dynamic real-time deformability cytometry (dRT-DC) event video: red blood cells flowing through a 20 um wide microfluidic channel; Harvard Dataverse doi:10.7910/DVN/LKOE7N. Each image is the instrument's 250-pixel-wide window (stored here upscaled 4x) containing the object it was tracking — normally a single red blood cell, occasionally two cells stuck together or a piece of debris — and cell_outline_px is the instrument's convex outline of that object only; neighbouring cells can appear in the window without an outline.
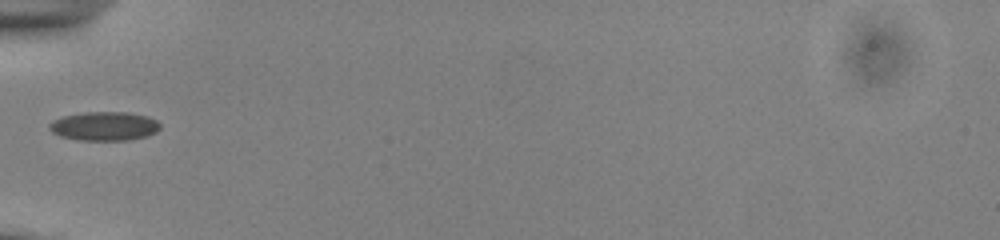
{"species": "common noctule bat (a hibernating species)", "species_latin": "Nyctalus noctula", "temperature_condition": "cold", "stored_images_in_passage": 33, "camera_frame_rate_fps": 3000, "um_per_image_px": 0.085, "animal": {"sex": "male", "body_mass_g": 13.0, "forearm_length_mm": 53.1}, "frame": {"image": 1, "passage_image": 1, "time_ms": 0.0, "image_size_px": [1000, 240], "cell_outline_px": [[160, 128], [156, 132], [148, 136], [128, 140], [80, 140], [60, 136], [52, 132], [48, 128], [48, 124], [52, 120], [64, 116], [84, 112], [128, 112], [148, 116], [156, 120], [160, 124]], "centroid_in_image_um": [8.87, 10.72], "position_along_channel_um": 76.1, "area_um2": 18.79}}
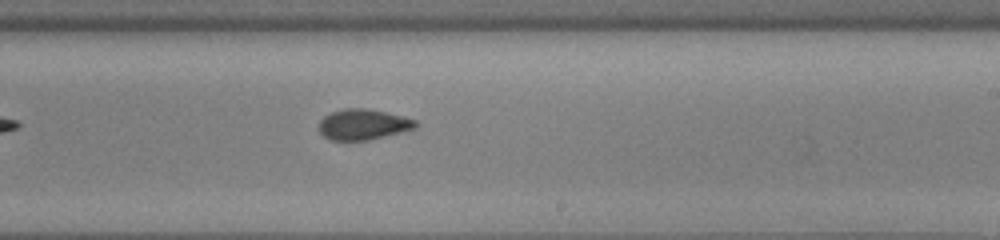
{"frame": {"image": 2, "passage_image": 15, "time_ms": 4.667, "image_size_px": [1000, 240], "cell_outline_px": [[420, 124], [416, 128], [368, 140], [332, 140], [324, 136], [320, 132], [320, 120], [324, 116], [332, 112], [344, 108], [364, 108], [384, 112], [416, 120]], "centroid_in_image_um": [30.87, 10.58], "position_along_channel_um": 258.1, "area_um2": 16.99}}
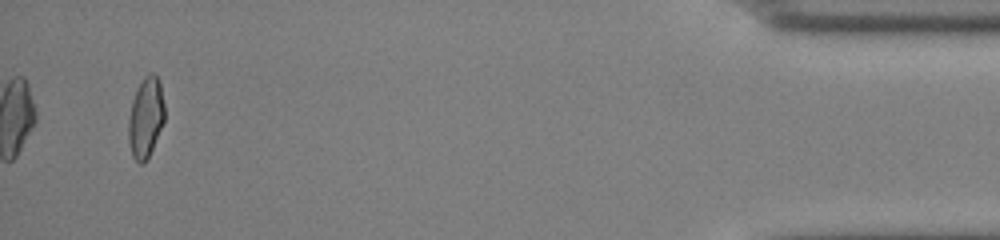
{"frame": {"image": 3, "passage_image": 33, "time_ms": 10.667, "image_size_px": [1000, 240], "cell_outline_px": [[164, 120], [152, 148], [144, 164], [140, 164], [132, 156], [128, 140], [128, 120], [132, 100], [144, 76], [152, 72], [160, 80], [164, 104]], "centroid_in_image_um": [12.38, 9.99], "position_along_channel_um": 422.8, "area_um2": 16.76}, "authors_computed_cell_mechanics": {"area_um2": 17.5134, "velocity_mm_per_s": 3.9084, "shape_relaxation_time_tau1_ms": 5.1882, "shape_relaxation_time_tau2_ms": 1.9831, "deformation_change_tau1": 0.1125, "deformation_change_tau2": 0.0682}}